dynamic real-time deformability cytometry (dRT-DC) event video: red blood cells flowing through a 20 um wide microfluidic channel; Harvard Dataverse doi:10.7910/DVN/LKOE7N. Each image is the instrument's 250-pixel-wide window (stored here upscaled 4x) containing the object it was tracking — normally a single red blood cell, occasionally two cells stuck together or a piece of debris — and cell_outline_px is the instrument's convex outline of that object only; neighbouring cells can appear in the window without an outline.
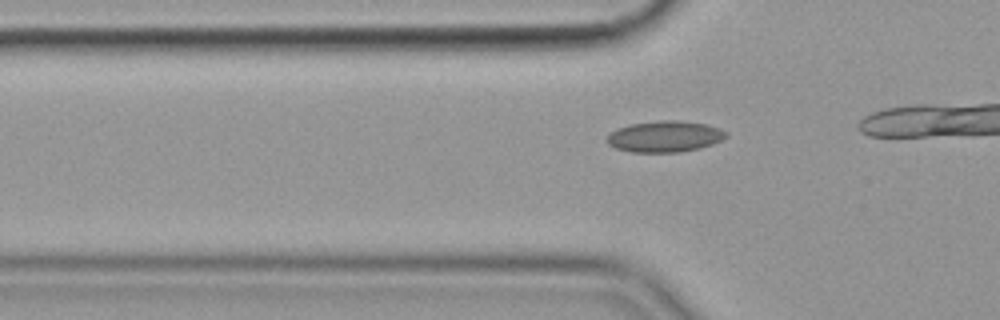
{"species": "common noctule bat (a hibernating species)", "species_latin": "Nyctalus noctula", "temperature_condition": "cold", "stored_images_in_passage": 7, "camera_frame_rate_fps": 3000, "um_per_image_px": 0.085, "animal": {"sex": "female", "body_mass_g": 19.9}, "frame": {"image": 1, "passage_image": 2, "time_ms": 0.333, "image_size_px": [1000, 320], "cell_outline_px": [[728, 136], [712, 144], [700, 148], [680, 152], [632, 152], [616, 148], [608, 144], [608, 136], [612, 132], [628, 124], [660, 120], [680, 120], [704, 124], [720, 128], [728, 132]], "centroid_in_image_um": [56.54, 11.6], "position_along_channel_um": 69.3, "area_um2": 21.56}}
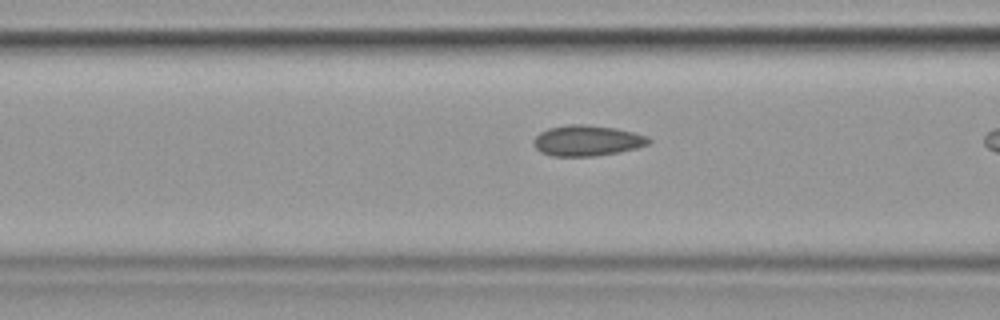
{"frame": {"image": 2, "passage_image": 6, "time_ms": 1.667, "image_size_px": [1000, 320], "cell_outline_px": [[652, 140], [648, 144], [636, 148], [620, 152], [596, 156], [552, 156], [540, 152], [532, 144], [532, 140], [540, 132], [548, 128], [568, 124], [584, 124], [616, 128], [648, 136]], "centroid_in_image_um": [49.88, 11.95], "position_along_channel_um": 116.7, "area_um2": 20.75}}